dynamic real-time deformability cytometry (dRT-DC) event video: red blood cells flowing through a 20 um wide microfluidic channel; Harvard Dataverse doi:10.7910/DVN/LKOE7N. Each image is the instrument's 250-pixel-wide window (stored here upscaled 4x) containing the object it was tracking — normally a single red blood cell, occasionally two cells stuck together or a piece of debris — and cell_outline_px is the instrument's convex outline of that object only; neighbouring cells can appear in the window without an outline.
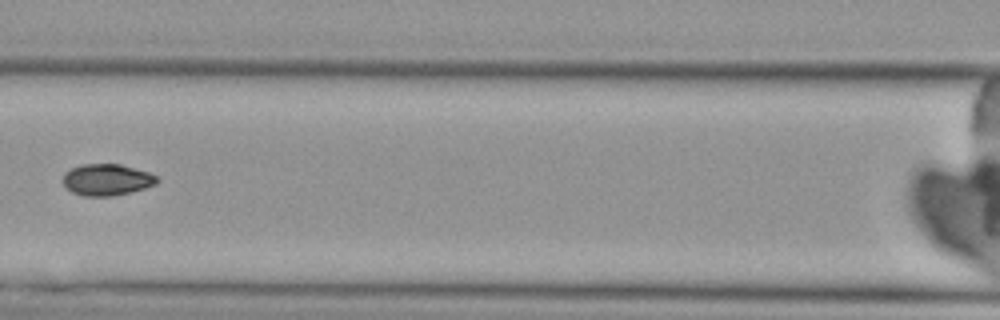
{"species": "Egyptian fruit bat (a non-hibernating species)", "species_latin": "Rousettus aegyptiacus", "temperature_condition": "cold", "stored_images_in_passage": 6, "camera_frame_rate_fps": 3000, "um_per_image_px": 0.085, "animal": {"sex": "female"}, "frame": {"image": 1, "passage_image": 6, "time_ms": 5.667, "image_size_px": [1000, 320], "cell_outline_px": [[160, 180], [156, 184], [144, 188], [112, 196], [84, 196], [72, 192], [60, 180], [64, 172], [80, 164], [120, 164], [148, 172], [156, 176]], "centroid_in_image_um": [9.04, 15.27], "position_along_channel_um": 157.6, "area_um2": 17.28}}